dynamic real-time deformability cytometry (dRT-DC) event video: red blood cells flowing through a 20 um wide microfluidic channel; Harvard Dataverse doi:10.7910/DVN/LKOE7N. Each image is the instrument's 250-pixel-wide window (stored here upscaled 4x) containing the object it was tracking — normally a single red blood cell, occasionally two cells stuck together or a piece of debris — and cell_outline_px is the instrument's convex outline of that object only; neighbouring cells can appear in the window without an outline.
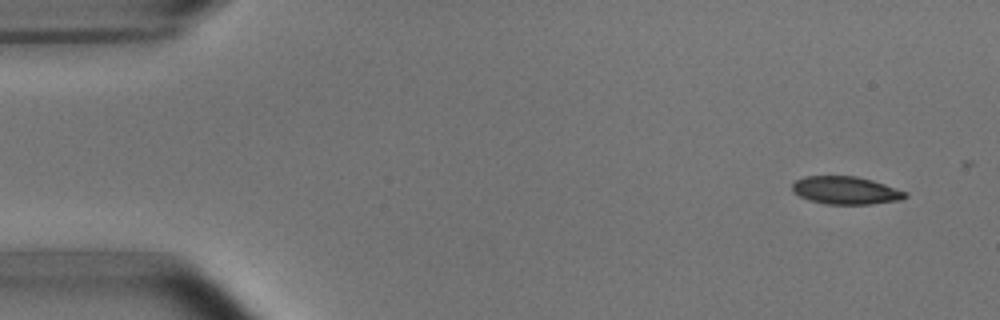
{"species": "common noctule bat (a hibernating species)", "species_latin": "Nyctalus noctula", "temperature_condition": "room temperature", "stored_images_in_passage": 9, "camera_frame_rate_fps": 3000, "um_per_image_px": 0.085, "animal": {"sex": "male", "body_mass_g": 15.6}, "frame": {"image": 1, "passage_image": 1, "time_ms": 0.0, "image_size_px": [1000, 320], "cell_outline_px": [[908, 196], [904, 200], [872, 204], [824, 204], [808, 200], [792, 192], [792, 184], [796, 180], [804, 176], [856, 176], [872, 180], [908, 192]], "centroid_in_image_um": [71.9, 16.19], "position_along_channel_um": 13.1, "area_um2": 18.55}}
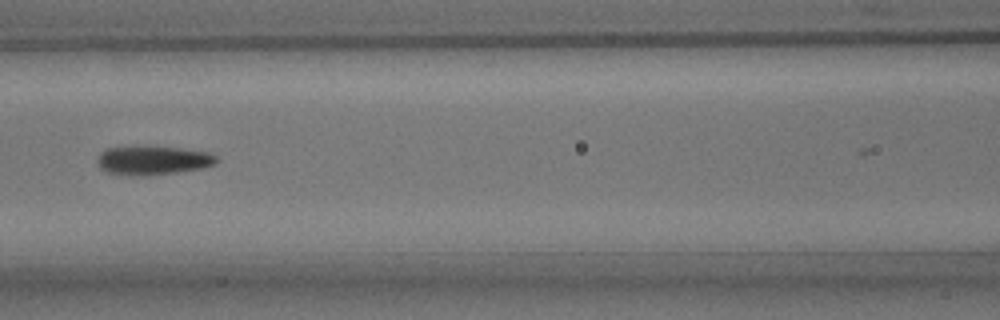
{"frame": {"image": 2, "passage_image": 6, "time_ms": 6.667, "image_size_px": [1000, 320], "cell_outline_px": [[220, 160], [216, 164], [204, 168], [176, 172], [140, 176], [132, 176], [108, 172], [100, 168], [96, 160], [100, 152], [104, 148], [180, 148], [208, 152], [216, 156]], "centroid_in_image_um": [13.02, 13.65], "position_along_channel_um": 153.6, "area_um2": 19.71}}
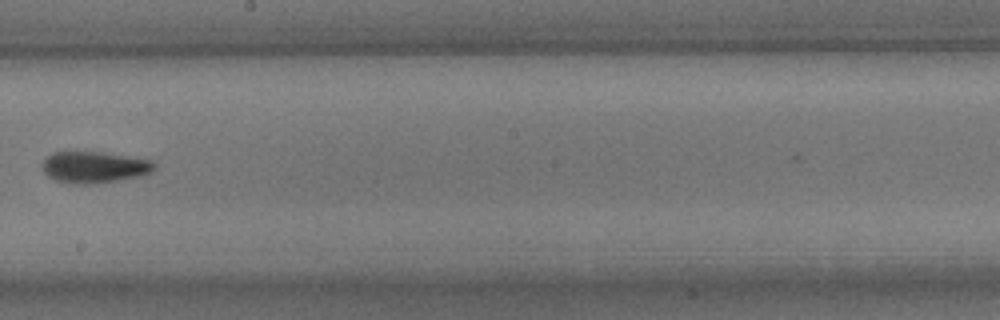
{"frame": {"image": 3, "passage_image": 8, "time_ms": 9.0, "image_size_px": [1000, 320], "cell_outline_px": [[156, 168], [152, 172], [140, 176], [92, 184], [72, 184], [56, 180], [48, 176], [44, 172], [40, 164], [52, 152], [100, 152], [148, 160], [156, 164]], "centroid_in_image_um": [7.97, 14.22], "position_along_channel_um": 240.2, "area_um2": 20.35}}